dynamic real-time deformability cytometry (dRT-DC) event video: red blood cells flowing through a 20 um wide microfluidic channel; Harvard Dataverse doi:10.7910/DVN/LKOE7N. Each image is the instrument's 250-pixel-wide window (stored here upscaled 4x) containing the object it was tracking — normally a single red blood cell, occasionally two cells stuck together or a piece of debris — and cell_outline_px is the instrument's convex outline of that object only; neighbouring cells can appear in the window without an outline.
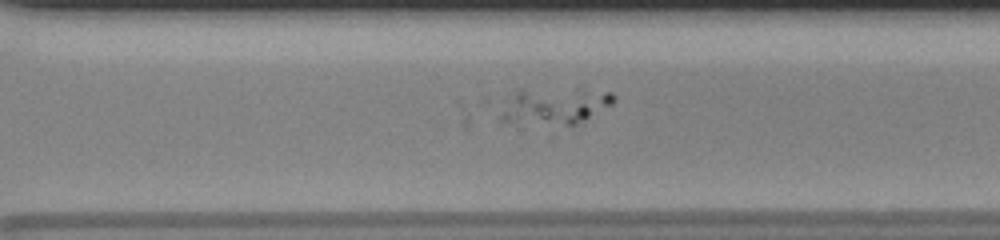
{"species": "human", "species_latin": "Homo sapiens", "temperature_condition": "room temperature", "stored_images_in_passage": 37, "camera_frame_rate_fps": 3000, "um_per_image_px": 0.085, "donor": {"sex": "male"}, "frame": {"image": 1, "passage_image": 22, "time_ms": 7.0, "image_size_px": [1000, 240], "cell_outline_px": [[616, 96], [612, 104], [584, 120], [576, 124], [560, 128], [500, 120], [500, 116], [516, 92], [520, 88], [580, 88], [612, 92]], "centroid_in_image_um": [47.23, 9.01], "position_along_channel_um": 323.4, "area_um2": 24.62}}
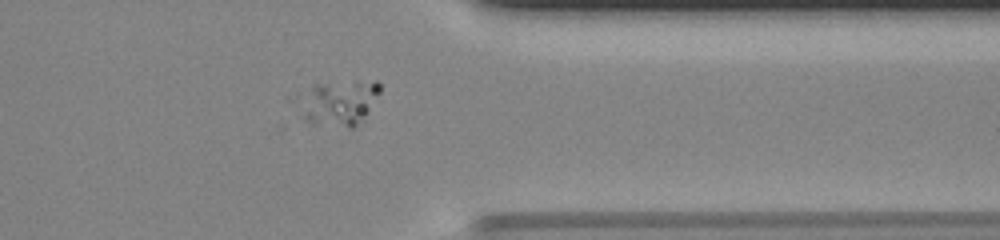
{"frame": {"image": 2, "passage_image": 27, "time_ms": 8.667, "image_size_px": [1000, 240], "cell_outline_px": [[380, 92], [364, 116], [352, 128], [348, 128], [312, 124], [300, 116], [296, 92], [312, 84], [356, 80], [376, 80], [380, 84]], "centroid_in_image_um": [28.68, 8.69], "position_along_channel_um": 382.7, "area_um2": 22.31}}
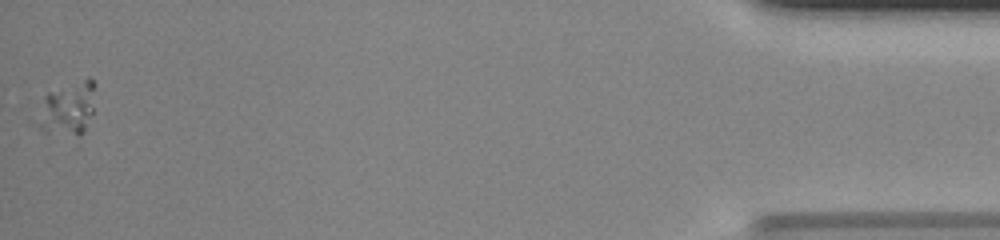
{"frame": {"image": 3, "passage_image": 37, "time_ms": 12.0, "image_size_px": [1000, 240], "cell_outline_px": [[96, 84], [92, 112], [84, 132], [80, 136], [44, 132], [40, 128], [40, 100], [48, 92], [88, 76]], "centroid_in_image_um": [5.79, 9.18], "position_along_channel_um": 429.4, "area_um2": 17.92}}